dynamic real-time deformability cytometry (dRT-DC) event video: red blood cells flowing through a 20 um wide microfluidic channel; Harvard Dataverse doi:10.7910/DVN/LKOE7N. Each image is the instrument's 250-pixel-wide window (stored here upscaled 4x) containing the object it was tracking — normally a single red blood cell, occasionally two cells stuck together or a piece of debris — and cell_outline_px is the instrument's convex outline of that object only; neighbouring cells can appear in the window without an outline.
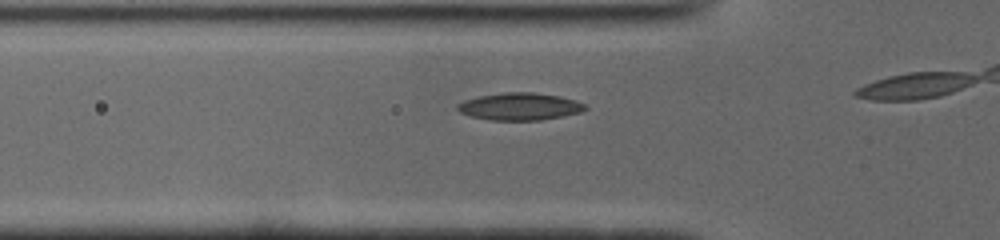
{"species": "common noctule bat (a hibernating species)", "species_latin": "Nyctalus noctula", "temperature_condition": "cold", "stored_images_in_passage": 7, "camera_frame_rate_fps": 3000, "um_per_image_px": 0.085, "animal": {"sex": "male", "body_mass_g": 19.0, "forearm_length_mm": 50.8}, "frame": {"image": 1, "passage_image": 5, "time_ms": 1.333, "image_size_px": [1000, 240], "cell_outline_px": [[588, 108], [580, 112], [540, 120], [492, 120], [472, 116], [460, 112], [456, 108], [456, 104], [464, 100], [480, 96], [504, 92], [532, 92], [560, 96], [576, 100], [584, 104]], "centroid_in_image_um": [44.17, 9.04], "position_along_channel_um": 81.6, "area_um2": 20.17}}